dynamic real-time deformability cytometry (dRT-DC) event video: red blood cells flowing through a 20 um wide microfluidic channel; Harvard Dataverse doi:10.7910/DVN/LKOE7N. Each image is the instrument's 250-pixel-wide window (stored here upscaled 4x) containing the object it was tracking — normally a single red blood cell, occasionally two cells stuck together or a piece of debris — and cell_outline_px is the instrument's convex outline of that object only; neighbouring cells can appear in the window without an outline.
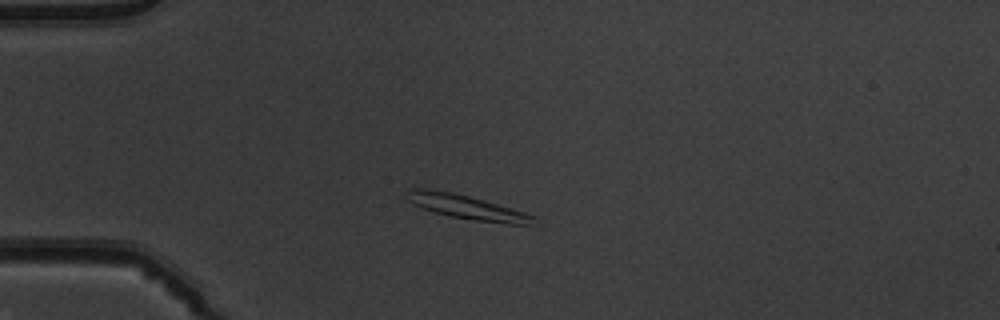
{"species": "common noctule bat (a hibernating species)", "species_latin": "Nyctalus noctula", "temperature_condition": "warm", "stored_images_in_passage": 48, "camera_frame_rate_fps": 3000, "um_per_image_px": 0.085, "animal": {"sex": "male", "body_mass_g": 19.5, "forearm_length_mm": 54.6}, "frame": {"image": 1, "passage_image": 9, "time_ms": 2.667, "image_size_px": [1000, 320], "cell_outline_px": [[536, 216], [532, 224], [508, 224], [476, 220], [452, 216], [432, 212], [412, 204], [408, 200], [408, 188], [424, 188], [452, 192], [484, 200], [524, 212]], "centroid_in_image_um": [39.65, 17.59], "position_along_channel_um": 45.4, "area_um2": 17.57}}
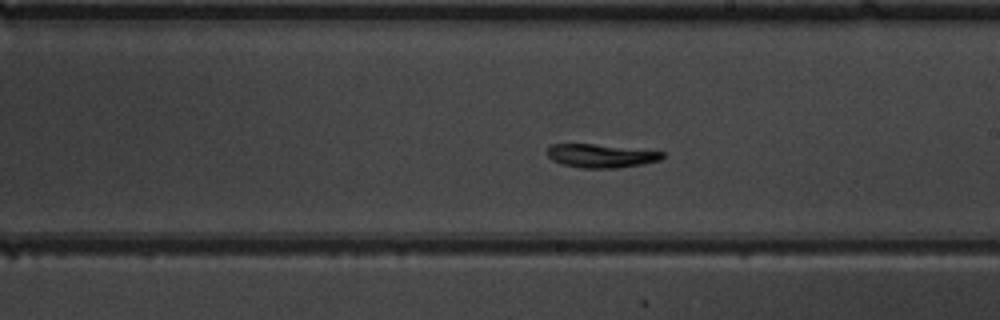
{"frame": {"image": 2, "passage_image": 26, "time_ms": 8.333, "image_size_px": [1000, 320], "cell_outline_px": [[664, 156], [660, 160], [644, 164], [616, 168], [580, 168], [560, 164], [552, 160], [548, 156], [548, 148], [552, 144], [592, 144], [664, 152]], "centroid_in_image_um": [51.06, 13.26], "position_along_channel_um": 237.9, "area_um2": 15.66}}
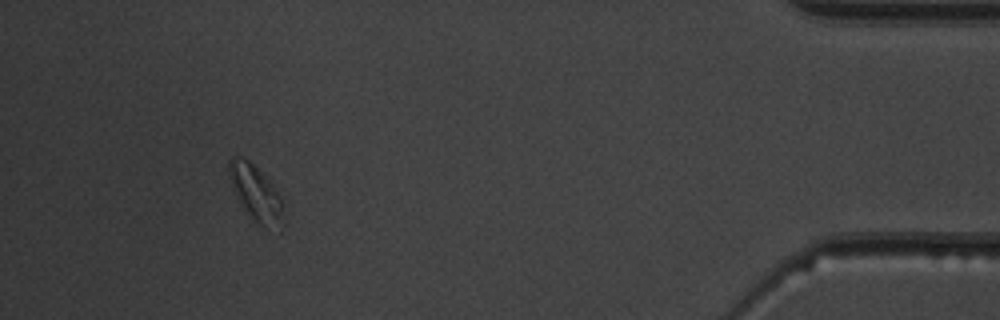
{"frame": {"image": 3, "passage_image": 44, "time_ms": 14.333, "image_size_px": [1000, 320], "cell_outline_px": [[284, 228], [280, 232], [264, 228], [256, 224], [248, 216], [236, 196], [232, 188], [228, 176], [228, 160], [232, 156], [236, 156], [248, 160], [268, 180], [276, 192], [280, 200], [284, 224]], "centroid_in_image_um": [21.72, 16.52], "position_along_channel_um": 413.5, "area_um2": 17.8}, "authors_computed_cell_mechanics": {"area_um2": 16.473, "velocity_mm_per_s": 3.8586, "shape_relaxation_time_tau1_ms": 3.0012, "shape_relaxation_time_tau2_ms": 3.1224, "deformation_change_tau1": 0.1099, "deformation_change_tau2": 0.1036}}